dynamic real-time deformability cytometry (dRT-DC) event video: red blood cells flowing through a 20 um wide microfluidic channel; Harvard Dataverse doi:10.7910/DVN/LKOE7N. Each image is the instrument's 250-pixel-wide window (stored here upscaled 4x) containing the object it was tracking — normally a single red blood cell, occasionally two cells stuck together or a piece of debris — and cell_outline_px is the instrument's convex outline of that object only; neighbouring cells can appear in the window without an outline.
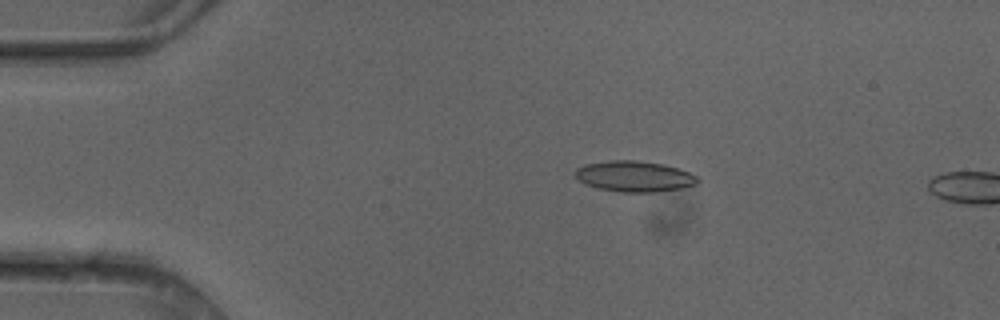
{"species": "common noctule bat (a hibernating species)", "species_latin": "Nyctalus noctula", "temperature_condition": "cold", "stored_images_in_passage": 2, "camera_frame_rate_fps": 3000, "um_per_image_px": 0.085, "animal": {"sex": "female"}, "frame": {"image": 1, "passage_image": 1, "time_ms": 0.0, "image_size_px": [1000, 320], "cell_outline_px": [[700, 180], [696, 184], [680, 188], [656, 192], [620, 192], [596, 188], [584, 184], [576, 176], [576, 168], [584, 164], [612, 160], [632, 160], [664, 164], [680, 168], [696, 176]], "centroid_in_image_um": [53.91, 14.99], "position_along_channel_um": 31.1, "area_um2": 21.96}}